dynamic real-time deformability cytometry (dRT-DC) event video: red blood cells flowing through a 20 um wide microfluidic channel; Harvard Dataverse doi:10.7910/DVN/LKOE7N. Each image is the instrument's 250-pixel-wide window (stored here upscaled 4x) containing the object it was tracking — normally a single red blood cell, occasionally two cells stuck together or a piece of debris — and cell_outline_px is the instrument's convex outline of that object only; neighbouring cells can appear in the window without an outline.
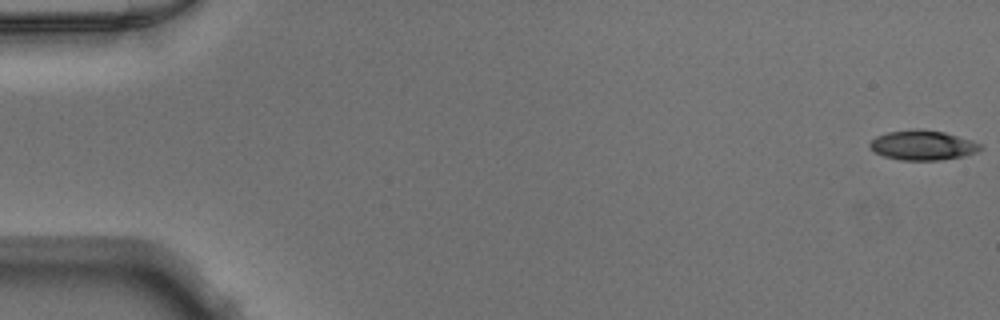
{"species": "Egyptian fruit bat (a non-hibernating species)", "species_latin": "Rousettus aegyptiacus", "temperature_condition": "warm", "stored_images_in_passage": 50, "camera_frame_rate_fps": 3000, "um_per_image_px": 0.085, "animal": {"sex": "male"}, "frame": {"image": 1, "passage_image": 1, "time_ms": 0.0, "image_size_px": [1000, 320], "cell_outline_px": [[984, 148], [976, 152], [964, 156], [940, 160], [900, 160], [884, 156], [872, 152], [868, 144], [876, 136], [888, 132], [912, 128], [920, 128], [944, 132], [972, 140], [984, 144]], "centroid_in_image_um": [78.44, 12.33], "position_along_channel_um": 6.6, "area_um2": 19.54}}
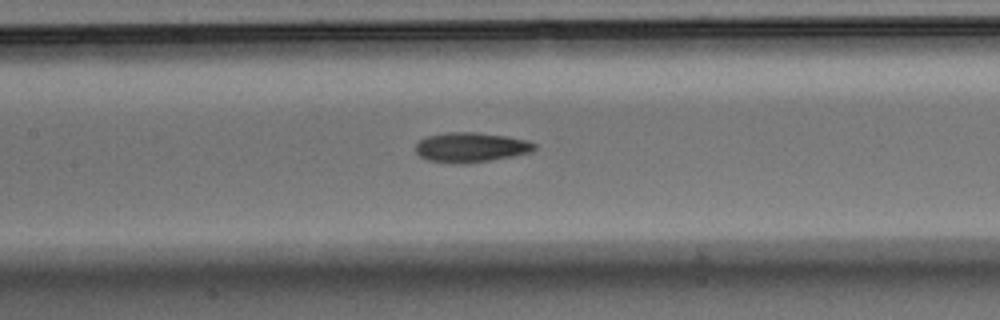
{"frame": {"image": 2, "passage_image": 24, "time_ms": 7.667, "image_size_px": [1000, 320], "cell_outline_px": [[536, 148], [532, 152], [512, 156], [464, 164], [456, 164], [428, 160], [420, 156], [416, 152], [416, 144], [420, 140], [428, 136], [448, 132], [476, 132], [508, 136], [528, 140], [536, 144]], "centroid_in_image_um": [40.04, 12.52], "position_along_channel_um": 167.4, "area_um2": 20.63}}
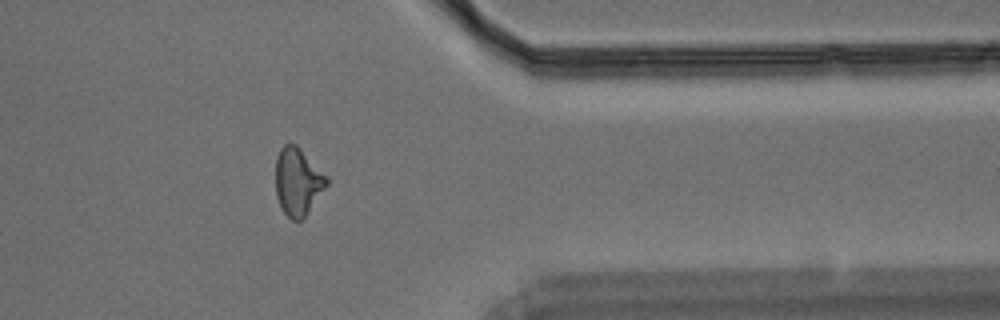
{"frame": {"image": 3, "passage_image": 41, "time_ms": 13.333, "image_size_px": [1000, 320], "cell_outline_px": [[328, 184], [304, 216], [300, 220], [292, 220], [284, 212], [276, 196], [276, 156], [280, 148], [284, 144], [296, 144], [328, 176]], "centroid_in_image_um": [25.31, 15.4], "position_along_channel_um": 386.1, "area_um2": 19.88}}